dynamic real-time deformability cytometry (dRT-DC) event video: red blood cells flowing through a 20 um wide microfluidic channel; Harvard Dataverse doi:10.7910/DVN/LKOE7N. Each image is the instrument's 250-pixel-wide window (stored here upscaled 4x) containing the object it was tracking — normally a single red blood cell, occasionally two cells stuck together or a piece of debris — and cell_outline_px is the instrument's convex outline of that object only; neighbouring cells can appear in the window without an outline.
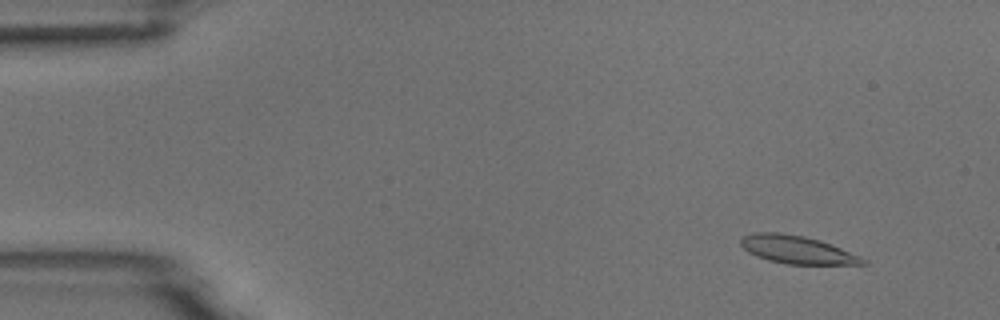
{"species": "common noctule bat (a hibernating species)", "species_latin": "Nyctalus noctula", "temperature_condition": "room temperature", "stored_images_in_passage": 4, "camera_frame_rate_fps": 3000, "um_per_image_px": 0.085, "animal": {"sex": "male", "body_mass_g": 18.8}, "frame": {"image": 1, "passage_image": 1, "time_ms": 0.0, "image_size_px": [1000, 320], "cell_outline_px": [[868, 264], [784, 264], [768, 260], [756, 256], [748, 252], [740, 244], [740, 240], [744, 236], [756, 232], [780, 232], [804, 236], [820, 240], [832, 244], [860, 256], [868, 260]], "centroid_in_image_um": [67.76, 21.22], "position_along_channel_um": 17.2, "area_um2": 19.94}}
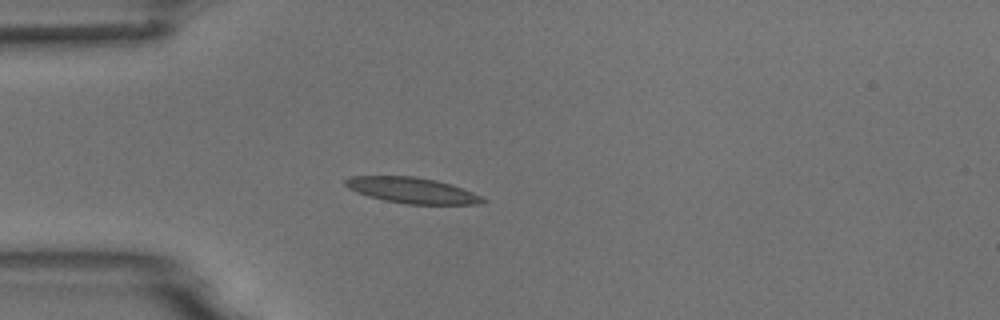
{"frame": {"image": 2, "passage_image": 4, "time_ms": 1.0, "image_size_px": [1000, 320], "cell_outline_px": [[488, 200], [484, 204], [408, 204], [384, 200], [368, 196], [356, 192], [348, 188], [344, 184], [344, 180], [352, 176], [416, 176], [436, 180], [452, 184], [472, 192]], "centroid_in_image_um": [35.04, 16.18], "position_along_channel_um": 50.0, "area_um2": 20.69}}